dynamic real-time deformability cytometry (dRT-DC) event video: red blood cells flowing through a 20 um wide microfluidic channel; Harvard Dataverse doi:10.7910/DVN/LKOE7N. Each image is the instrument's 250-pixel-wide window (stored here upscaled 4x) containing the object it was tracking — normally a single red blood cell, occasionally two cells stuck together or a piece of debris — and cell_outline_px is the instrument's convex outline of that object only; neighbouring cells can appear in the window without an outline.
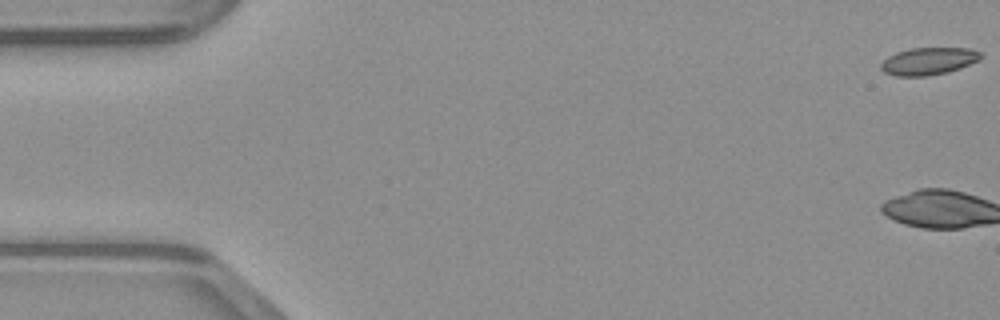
{"species": "common noctule bat (a hibernating species)", "species_latin": "Nyctalus noctula", "temperature_condition": "warm", "stored_images_in_passage": 49, "camera_frame_rate_fps": 3000, "um_per_image_px": 0.085, "animal": {"sex": "male", "body_mass_g": 23.1, "forearm_length_mm": 52.7}, "frame": {"image": 1, "passage_image": 1, "time_ms": 0.0, "image_size_px": [1000, 320], "cell_outline_px": [[984, 56], [980, 60], [960, 68], [948, 72], [928, 76], [896, 76], [884, 72], [880, 68], [880, 64], [888, 56], [896, 52], [908, 48], [968, 48], [980, 52]], "centroid_in_image_um": [78.93, 5.2], "position_along_channel_um": 6.1, "area_um2": 16.07}}